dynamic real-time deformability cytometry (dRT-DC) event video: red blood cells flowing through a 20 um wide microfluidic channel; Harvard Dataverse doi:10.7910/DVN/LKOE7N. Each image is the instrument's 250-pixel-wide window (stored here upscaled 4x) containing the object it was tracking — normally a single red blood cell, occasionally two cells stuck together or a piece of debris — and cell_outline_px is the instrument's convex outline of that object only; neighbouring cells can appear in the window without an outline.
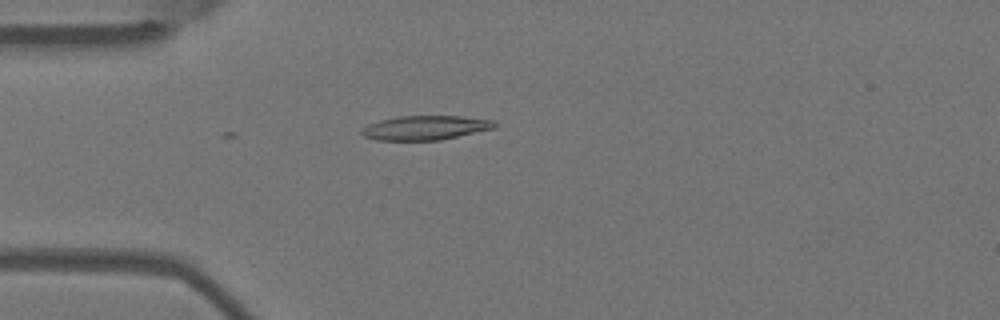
{"species": "Egyptian fruit bat (a non-hibernating species)", "species_latin": "Rousettus aegyptiacus", "temperature_condition": "warm", "stored_images_in_passage": 5, "camera_frame_rate_fps": 3000, "um_per_image_px": 0.085, "animal": {"sex": "female"}, "frame": {"image": 1, "passage_image": 4, "time_ms": 1.0, "image_size_px": [1000, 320], "cell_outline_px": [[496, 128], [440, 140], [376, 140], [364, 136], [360, 132], [360, 128], [368, 124], [380, 120], [396, 116], [460, 116], [496, 120]], "centroid_in_image_um": [36.15, 10.85], "position_along_channel_um": 48.9, "area_um2": 18.96}}